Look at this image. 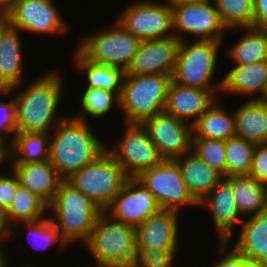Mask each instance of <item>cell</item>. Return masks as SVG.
I'll use <instances>...</instances> for the list:
<instances>
[{
    "label": "cell",
    "mask_w": 267,
    "mask_h": 267,
    "mask_svg": "<svg viewBox=\"0 0 267 267\" xmlns=\"http://www.w3.org/2000/svg\"><path fill=\"white\" fill-rule=\"evenodd\" d=\"M57 71H49L16 91L17 132L50 133L65 117L60 108L64 81Z\"/></svg>",
    "instance_id": "6da1fadb"
},
{
    "label": "cell",
    "mask_w": 267,
    "mask_h": 267,
    "mask_svg": "<svg viewBox=\"0 0 267 267\" xmlns=\"http://www.w3.org/2000/svg\"><path fill=\"white\" fill-rule=\"evenodd\" d=\"M94 134L89 121L71 115L65 116L49 133V162L63 180L93 162L106 150V142Z\"/></svg>",
    "instance_id": "7a4b0ae2"
},
{
    "label": "cell",
    "mask_w": 267,
    "mask_h": 267,
    "mask_svg": "<svg viewBox=\"0 0 267 267\" xmlns=\"http://www.w3.org/2000/svg\"><path fill=\"white\" fill-rule=\"evenodd\" d=\"M97 267H138L140 251L135 227L99 215L88 240L84 243Z\"/></svg>",
    "instance_id": "3957f363"
},
{
    "label": "cell",
    "mask_w": 267,
    "mask_h": 267,
    "mask_svg": "<svg viewBox=\"0 0 267 267\" xmlns=\"http://www.w3.org/2000/svg\"><path fill=\"white\" fill-rule=\"evenodd\" d=\"M49 216L61 237L71 245L85 243L103 210L67 180H62L54 200L48 205Z\"/></svg>",
    "instance_id": "277c9868"
},
{
    "label": "cell",
    "mask_w": 267,
    "mask_h": 267,
    "mask_svg": "<svg viewBox=\"0 0 267 267\" xmlns=\"http://www.w3.org/2000/svg\"><path fill=\"white\" fill-rule=\"evenodd\" d=\"M172 76L166 74L124 75L119 109L124 124H142L165 110Z\"/></svg>",
    "instance_id": "5b68a950"
},
{
    "label": "cell",
    "mask_w": 267,
    "mask_h": 267,
    "mask_svg": "<svg viewBox=\"0 0 267 267\" xmlns=\"http://www.w3.org/2000/svg\"><path fill=\"white\" fill-rule=\"evenodd\" d=\"M181 40L172 80L183 86L201 90L221 88L222 80L213 83L219 63V48L223 41L196 40L187 43Z\"/></svg>",
    "instance_id": "8992f818"
},
{
    "label": "cell",
    "mask_w": 267,
    "mask_h": 267,
    "mask_svg": "<svg viewBox=\"0 0 267 267\" xmlns=\"http://www.w3.org/2000/svg\"><path fill=\"white\" fill-rule=\"evenodd\" d=\"M114 26L100 28L79 39L75 47L87 60L127 70L141 41L116 20Z\"/></svg>",
    "instance_id": "52a82bcc"
},
{
    "label": "cell",
    "mask_w": 267,
    "mask_h": 267,
    "mask_svg": "<svg viewBox=\"0 0 267 267\" xmlns=\"http://www.w3.org/2000/svg\"><path fill=\"white\" fill-rule=\"evenodd\" d=\"M128 178L113 156L105 150L93 162L66 180L104 211L122 190Z\"/></svg>",
    "instance_id": "ba28073f"
},
{
    "label": "cell",
    "mask_w": 267,
    "mask_h": 267,
    "mask_svg": "<svg viewBox=\"0 0 267 267\" xmlns=\"http://www.w3.org/2000/svg\"><path fill=\"white\" fill-rule=\"evenodd\" d=\"M136 178L152 193L162 210L181 213L184 206L199 205L191 196L175 160L163 159Z\"/></svg>",
    "instance_id": "9c48e42d"
},
{
    "label": "cell",
    "mask_w": 267,
    "mask_h": 267,
    "mask_svg": "<svg viewBox=\"0 0 267 267\" xmlns=\"http://www.w3.org/2000/svg\"><path fill=\"white\" fill-rule=\"evenodd\" d=\"M117 21L140 41L174 35L172 7L167 2L136 0L118 15Z\"/></svg>",
    "instance_id": "30bf717a"
},
{
    "label": "cell",
    "mask_w": 267,
    "mask_h": 267,
    "mask_svg": "<svg viewBox=\"0 0 267 267\" xmlns=\"http://www.w3.org/2000/svg\"><path fill=\"white\" fill-rule=\"evenodd\" d=\"M124 126L126 131L123 137L121 136L122 139H119L112 148V145L109 147L106 143V150L129 178H136L144 170L158 165L163 158L140 124H124Z\"/></svg>",
    "instance_id": "8fae6325"
},
{
    "label": "cell",
    "mask_w": 267,
    "mask_h": 267,
    "mask_svg": "<svg viewBox=\"0 0 267 267\" xmlns=\"http://www.w3.org/2000/svg\"><path fill=\"white\" fill-rule=\"evenodd\" d=\"M172 7L173 33L180 41L188 35L196 40L224 41V27L213 0L182 3ZM184 34V35H183Z\"/></svg>",
    "instance_id": "7c38bea8"
},
{
    "label": "cell",
    "mask_w": 267,
    "mask_h": 267,
    "mask_svg": "<svg viewBox=\"0 0 267 267\" xmlns=\"http://www.w3.org/2000/svg\"><path fill=\"white\" fill-rule=\"evenodd\" d=\"M4 12L11 27L21 32L58 36L69 29L53 0H17Z\"/></svg>",
    "instance_id": "4fadbf2b"
},
{
    "label": "cell",
    "mask_w": 267,
    "mask_h": 267,
    "mask_svg": "<svg viewBox=\"0 0 267 267\" xmlns=\"http://www.w3.org/2000/svg\"><path fill=\"white\" fill-rule=\"evenodd\" d=\"M141 126L163 159L174 160L192 151V126L165 111L146 119Z\"/></svg>",
    "instance_id": "5bb4252c"
},
{
    "label": "cell",
    "mask_w": 267,
    "mask_h": 267,
    "mask_svg": "<svg viewBox=\"0 0 267 267\" xmlns=\"http://www.w3.org/2000/svg\"><path fill=\"white\" fill-rule=\"evenodd\" d=\"M160 210L152 193L137 178H128L104 212L136 228Z\"/></svg>",
    "instance_id": "9a60e30c"
},
{
    "label": "cell",
    "mask_w": 267,
    "mask_h": 267,
    "mask_svg": "<svg viewBox=\"0 0 267 267\" xmlns=\"http://www.w3.org/2000/svg\"><path fill=\"white\" fill-rule=\"evenodd\" d=\"M180 40L174 35L141 41L125 75L166 74L172 76Z\"/></svg>",
    "instance_id": "2e32d148"
},
{
    "label": "cell",
    "mask_w": 267,
    "mask_h": 267,
    "mask_svg": "<svg viewBox=\"0 0 267 267\" xmlns=\"http://www.w3.org/2000/svg\"><path fill=\"white\" fill-rule=\"evenodd\" d=\"M219 93H221V88L201 90L180 85L172 80L164 111L185 123L190 121L189 124L192 126L204 112L210 110L221 100Z\"/></svg>",
    "instance_id": "e0dca14e"
},
{
    "label": "cell",
    "mask_w": 267,
    "mask_h": 267,
    "mask_svg": "<svg viewBox=\"0 0 267 267\" xmlns=\"http://www.w3.org/2000/svg\"><path fill=\"white\" fill-rule=\"evenodd\" d=\"M198 206L208 207L214 228L218 232V241L230 244L236 224L241 225L244 220L234 200L231 183L223 177L199 202Z\"/></svg>",
    "instance_id": "ac0fdd59"
},
{
    "label": "cell",
    "mask_w": 267,
    "mask_h": 267,
    "mask_svg": "<svg viewBox=\"0 0 267 267\" xmlns=\"http://www.w3.org/2000/svg\"><path fill=\"white\" fill-rule=\"evenodd\" d=\"M179 213L160 210L137 226L136 239L139 251L146 249H177L179 246Z\"/></svg>",
    "instance_id": "d6986e66"
},
{
    "label": "cell",
    "mask_w": 267,
    "mask_h": 267,
    "mask_svg": "<svg viewBox=\"0 0 267 267\" xmlns=\"http://www.w3.org/2000/svg\"><path fill=\"white\" fill-rule=\"evenodd\" d=\"M11 170L17 175L21 186L49 205L63 180L49 160L36 163H11Z\"/></svg>",
    "instance_id": "ffe728a7"
},
{
    "label": "cell",
    "mask_w": 267,
    "mask_h": 267,
    "mask_svg": "<svg viewBox=\"0 0 267 267\" xmlns=\"http://www.w3.org/2000/svg\"><path fill=\"white\" fill-rule=\"evenodd\" d=\"M241 226L238 240L232 247L253 266L267 267V210L245 217Z\"/></svg>",
    "instance_id": "44dd1931"
},
{
    "label": "cell",
    "mask_w": 267,
    "mask_h": 267,
    "mask_svg": "<svg viewBox=\"0 0 267 267\" xmlns=\"http://www.w3.org/2000/svg\"><path fill=\"white\" fill-rule=\"evenodd\" d=\"M221 80V94H235L248 97V100H258L267 85V60L249 65H234Z\"/></svg>",
    "instance_id": "7402d4cb"
},
{
    "label": "cell",
    "mask_w": 267,
    "mask_h": 267,
    "mask_svg": "<svg viewBox=\"0 0 267 267\" xmlns=\"http://www.w3.org/2000/svg\"><path fill=\"white\" fill-rule=\"evenodd\" d=\"M21 31L10 27L3 35L0 44V90H8L9 94L20 88L23 78Z\"/></svg>",
    "instance_id": "603a6c76"
},
{
    "label": "cell",
    "mask_w": 267,
    "mask_h": 267,
    "mask_svg": "<svg viewBox=\"0 0 267 267\" xmlns=\"http://www.w3.org/2000/svg\"><path fill=\"white\" fill-rule=\"evenodd\" d=\"M191 196L199 203L223 178L192 151L174 159Z\"/></svg>",
    "instance_id": "cb8c5ba5"
},
{
    "label": "cell",
    "mask_w": 267,
    "mask_h": 267,
    "mask_svg": "<svg viewBox=\"0 0 267 267\" xmlns=\"http://www.w3.org/2000/svg\"><path fill=\"white\" fill-rule=\"evenodd\" d=\"M235 135L255 145L267 143V106L257 99L246 100L233 112Z\"/></svg>",
    "instance_id": "d4e9b609"
},
{
    "label": "cell",
    "mask_w": 267,
    "mask_h": 267,
    "mask_svg": "<svg viewBox=\"0 0 267 267\" xmlns=\"http://www.w3.org/2000/svg\"><path fill=\"white\" fill-rule=\"evenodd\" d=\"M225 178L232 185L234 200L244 218L267 210V185L249 175Z\"/></svg>",
    "instance_id": "484cf974"
},
{
    "label": "cell",
    "mask_w": 267,
    "mask_h": 267,
    "mask_svg": "<svg viewBox=\"0 0 267 267\" xmlns=\"http://www.w3.org/2000/svg\"><path fill=\"white\" fill-rule=\"evenodd\" d=\"M72 55L75 68L84 72L85 78H87V87L107 90L120 98L125 75L122 69L87 60L77 49Z\"/></svg>",
    "instance_id": "4316f807"
},
{
    "label": "cell",
    "mask_w": 267,
    "mask_h": 267,
    "mask_svg": "<svg viewBox=\"0 0 267 267\" xmlns=\"http://www.w3.org/2000/svg\"><path fill=\"white\" fill-rule=\"evenodd\" d=\"M218 101L210 110L204 112L192 125V138L227 141L235 136V117L233 112Z\"/></svg>",
    "instance_id": "83f0119b"
},
{
    "label": "cell",
    "mask_w": 267,
    "mask_h": 267,
    "mask_svg": "<svg viewBox=\"0 0 267 267\" xmlns=\"http://www.w3.org/2000/svg\"><path fill=\"white\" fill-rule=\"evenodd\" d=\"M48 205L27 188L19 185L9 209L1 216L4 229L8 232L15 224L43 219Z\"/></svg>",
    "instance_id": "f1b7e54d"
},
{
    "label": "cell",
    "mask_w": 267,
    "mask_h": 267,
    "mask_svg": "<svg viewBox=\"0 0 267 267\" xmlns=\"http://www.w3.org/2000/svg\"><path fill=\"white\" fill-rule=\"evenodd\" d=\"M8 144L10 163H36L49 160V133L17 132L14 140Z\"/></svg>",
    "instance_id": "f546056e"
},
{
    "label": "cell",
    "mask_w": 267,
    "mask_h": 267,
    "mask_svg": "<svg viewBox=\"0 0 267 267\" xmlns=\"http://www.w3.org/2000/svg\"><path fill=\"white\" fill-rule=\"evenodd\" d=\"M244 35L227 51L235 65H249L267 60V28H241Z\"/></svg>",
    "instance_id": "4dcf8cb0"
},
{
    "label": "cell",
    "mask_w": 267,
    "mask_h": 267,
    "mask_svg": "<svg viewBox=\"0 0 267 267\" xmlns=\"http://www.w3.org/2000/svg\"><path fill=\"white\" fill-rule=\"evenodd\" d=\"M24 225V229L27 232L28 243L37 250L44 251L45 249H49V247H53L56 243H59V248L65 249L68 247L67 242L61 237L59 230L51 221L50 217H44L43 219L32 221V222H20L15 224L8 232V237L15 231V226ZM14 228V229H13Z\"/></svg>",
    "instance_id": "1f68e13d"
},
{
    "label": "cell",
    "mask_w": 267,
    "mask_h": 267,
    "mask_svg": "<svg viewBox=\"0 0 267 267\" xmlns=\"http://www.w3.org/2000/svg\"><path fill=\"white\" fill-rule=\"evenodd\" d=\"M213 2L227 31L253 27L254 0H213Z\"/></svg>",
    "instance_id": "d6a6232c"
},
{
    "label": "cell",
    "mask_w": 267,
    "mask_h": 267,
    "mask_svg": "<svg viewBox=\"0 0 267 267\" xmlns=\"http://www.w3.org/2000/svg\"><path fill=\"white\" fill-rule=\"evenodd\" d=\"M84 91L80 101L81 106H79L81 107L79 109L80 113L72 115L77 119L87 122L89 116L95 119L101 118L106 116L107 113H110V111L112 112L114 105L116 107L120 105V98L113 92L91 87H87Z\"/></svg>",
    "instance_id": "836d02e7"
},
{
    "label": "cell",
    "mask_w": 267,
    "mask_h": 267,
    "mask_svg": "<svg viewBox=\"0 0 267 267\" xmlns=\"http://www.w3.org/2000/svg\"><path fill=\"white\" fill-rule=\"evenodd\" d=\"M254 148L255 144L236 135L226 141V177L249 174Z\"/></svg>",
    "instance_id": "e575fe53"
},
{
    "label": "cell",
    "mask_w": 267,
    "mask_h": 267,
    "mask_svg": "<svg viewBox=\"0 0 267 267\" xmlns=\"http://www.w3.org/2000/svg\"><path fill=\"white\" fill-rule=\"evenodd\" d=\"M226 141L192 138V152L212 169L226 177Z\"/></svg>",
    "instance_id": "d590c367"
},
{
    "label": "cell",
    "mask_w": 267,
    "mask_h": 267,
    "mask_svg": "<svg viewBox=\"0 0 267 267\" xmlns=\"http://www.w3.org/2000/svg\"><path fill=\"white\" fill-rule=\"evenodd\" d=\"M8 95V90H0L1 95ZM17 133L16 126V104L14 95L10 99V102L0 101V136L5 140V136L10 134L13 135L10 143L14 140L15 134Z\"/></svg>",
    "instance_id": "8d00e7d4"
},
{
    "label": "cell",
    "mask_w": 267,
    "mask_h": 267,
    "mask_svg": "<svg viewBox=\"0 0 267 267\" xmlns=\"http://www.w3.org/2000/svg\"><path fill=\"white\" fill-rule=\"evenodd\" d=\"M178 249H146L140 252L138 267H172Z\"/></svg>",
    "instance_id": "74e56055"
},
{
    "label": "cell",
    "mask_w": 267,
    "mask_h": 267,
    "mask_svg": "<svg viewBox=\"0 0 267 267\" xmlns=\"http://www.w3.org/2000/svg\"><path fill=\"white\" fill-rule=\"evenodd\" d=\"M11 175L0 173V215L2 216L11 206L13 197L20 185L17 175L11 170Z\"/></svg>",
    "instance_id": "f35d334b"
},
{
    "label": "cell",
    "mask_w": 267,
    "mask_h": 267,
    "mask_svg": "<svg viewBox=\"0 0 267 267\" xmlns=\"http://www.w3.org/2000/svg\"><path fill=\"white\" fill-rule=\"evenodd\" d=\"M248 175L267 185V143L255 145Z\"/></svg>",
    "instance_id": "ab89813d"
},
{
    "label": "cell",
    "mask_w": 267,
    "mask_h": 267,
    "mask_svg": "<svg viewBox=\"0 0 267 267\" xmlns=\"http://www.w3.org/2000/svg\"><path fill=\"white\" fill-rule=\"evenodd\" d=\"M219 243V256L217 263L211 267H255L253 266L242 254L238 253L234 248L229 249L228 242H218ZM228 250V251H227Z\"/></svg>",
    "instance_id": "60d3db41"
},
{
    "label": "cell",
    "mask_w": 267,
    "mask_h": 267,
    "mask_svg": "<svg viewBox=\"0 0 267 267\" xmlns=\"http://www.w3.org/2000/svg\"><path fill=\"white\" fill-rule=\"evenodd\" d=\"M253 27L267 28V0H254Z\"/></svg>",
    "instance_id": "b9f144b4"
},
{
    "label": "cell",
    "mask_w": 267,
    "mask_h": 267,
    "mask_svg": "<svg viewBox=\"0 0 267 267\" xmlns=\"http://www.w3.org/2000/svg\"><path fill=\"white\" fill-rule=\"evenodd\" d=\"M11 27L10 19L5 12L0 11V44L4 33Z\"/></svg>",
    "instance_id": "7bdbcfd3"
},
{
    "label": "cell",
    "mask_w": 267,
    "mask_h": 267,
    "mask_svg": "<svg viewBox=\"0 0 267 267\" xmlns=\"http://www.w3.org/2000/svg\"><path fill=\"white\" fill-rule=\"evenodd\" d=\"M8 235H6L3 239H0V267H6L9 262H7L6 255L4 253V250H1L3 248V244H5V241L8 240Z\"/></svg>",
    "instance_id": "ee69618b"
},
{
    "label": "cell",
    "mask_w": 267,
    "mask_h": 267,
    "mask_svg": "<svg viewBox=\"0 0 267 267\" xmlns=\"http://www.w3.org/2000/svg\"><path fill=\"white\" fill-rule=\"evenodd\" d=\"M207 0H165L170 6H176L182 3H200Z\"/></svg>",
    "instance_id": "f6af8a7d"
},
{
    "label": "cell",
    "mask_w": 267,
    "mask_h": 267,
    "mask_svg": "<svg viewBox=\"0 0 267 267\" xmlns=\"http://www.w3.org/2000/svg\"><path fill=\"white\" fill-rule=\"evenodd\" d=\"M9 158V148H0V167L7 162Z\"/></svg>",
    "instance_id": "bcb514c9"
},
{
    "label": "cell",
    "mask_w": 267,
    "mask_h": 267,
    "mask_svg": "<svg viewBox=\"0 0 267 267\" xmlns=\"http://www.w3.org/2000/svg\"><path fill=\"white\" fill-rule=\"evenodd\" d=\"M17 0H0V11L4 12Z\"/></svg>",
    "instance_id": "7dc6e473"
},
{
    "label": "cell",
    "mask_w": 267,
    "mask_h": 267,
    "mask_svg": "<svg viewBox=\"0 0 267 267\" xmlns=\"http://www.w3.org/2000/svg\"><path fill=\"white\" fill-rule=\"evenodd\" d=\"M258 100L263 104L267 106V85L265 86V89L262 93V95L258 98Z\"/></svg>",
    "instance_id": "c3c4849f"
},
{
    "label": "cell",
    "mask_w": 267,
    "mask_h": 267,
    "mask_svg": "<svg viewBox=\"0 0 267 267\" xmlns=\"http://www.w3.org/2000/svg\"><path fill=\"white\" fill-rule=\"evenodd\" d=\"M7 235V231L4 229L0 215V239H3Z\"/></svg>",
    "instance_id": "681fc988"
},
{
    "label": "cell",
    "mask_w": 267,
    "mask_h": 267,
    "mask_svg": "<svg viewBox=\"0 0 267 267\" xmlns=\"http://www.w3.org/2000/svg\"><path fill=\"white\" fill-rule=\"evenodd\" d=\"M6 140H4L1 136H0V148H9V142H7V144L5 143Z\"/></svg>",
    "instance_id": "f907efd6"
},
{
    "label": "cell",
    "mask_w": 267,
    "mask_h": 267,
    "mask_svg": "<svg viewBox=\"0 0 267 267\" xmlns=\"http://www.w3.org/2000/svg\"><path fill=\"white\" fill-rule=\"evenodd\" d=\"M6 267H8V264H7ZM23 267H35V266H34V265H31V264H28V263L26 262V264H25Z\"/></svg>",
    "instance_id": "816d5d0a"
}]
</instances>
